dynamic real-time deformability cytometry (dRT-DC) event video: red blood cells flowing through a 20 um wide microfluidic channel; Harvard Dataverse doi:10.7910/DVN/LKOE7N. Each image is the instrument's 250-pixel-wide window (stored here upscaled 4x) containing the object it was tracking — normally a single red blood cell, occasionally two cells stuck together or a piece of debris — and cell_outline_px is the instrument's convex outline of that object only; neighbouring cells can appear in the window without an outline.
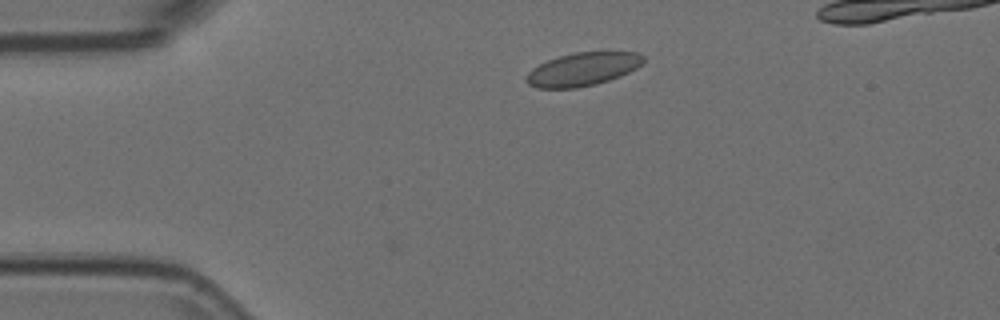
{"species": "Egyptian fruit bat (a non-hibernating species)", "species_latin": "Rousettus aegyptiacus", "temperature_condition": "room temperature", "stored_images_in_passage": 40, "camera_frame_rate_fps": 3000, "um_per_image_px": 0.085, "animal": {"sex": "female"}, "frame": {"image": 1, "passage_image": 1, "time_ms": 0.0, "image_size_px": [1000, 320], "cell_outline_px": [[644, 60], [636, 68], [620, 76], [596, 84], [576, 88], [536, 88], [528, 84], [524, 80], [528, 72], [532, 68], [548, 60], [560, 56], [576, 52], [640, 52], [644, 56]], "centroid_in_image_um": [49.51, 5.89], "position_along_channel_um": 35.5, "area_um2": 22.6}}
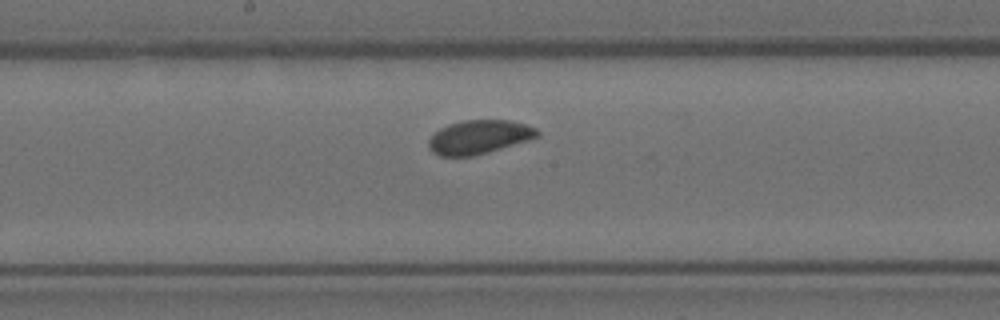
{"frame": {"image": 2, "passage_image": 18, "time_ms": 5.667, "image_size_px": [1000, 320], "cell_outline_px": [[540, 136], [528, 140], [488, 152], [472, 156], [440, 156], [432, 152], [428, 148], [428, 140], [440, 128], [448, 124], [460, 120], [512, 120], [536, 128], [540, 132]], "centroid_in_image_um": [40.71, 11.64], "position_along_channel_um": 207.5, "area_um2": 21.44}}
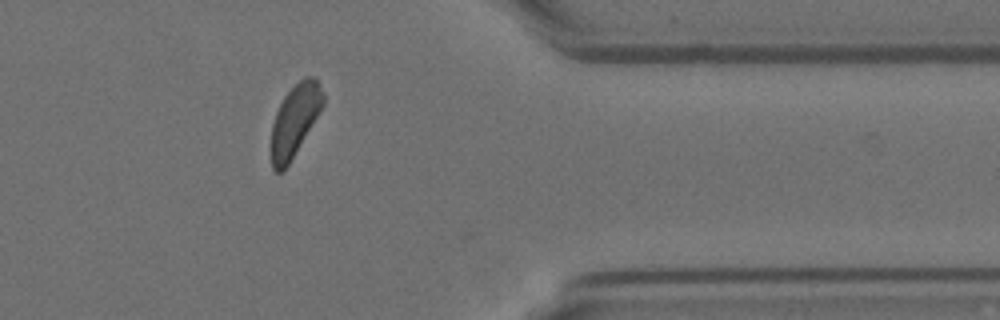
{"frame": {"image": 3, "passage_image": 34, "time_ms": 11.0, "image_size_px": [1000, 320], "cell_outline_px": [[324, 104], [320, 112], [288, 164], [280, 172], [276, 172], [272, 168], [272, 124], [276, 112], [284, 96], [304, 76], [316, 76], [324, 92]], "centroid_in_image_um": [25.09, 10.17], "position_along_channel_um": 386.3, "area_um2": 21.33}, "authors_computed_cell_mechanics": {"area_um2": 22.1085, "velocity_mm_per_s": 3.6878, "shape_relaxation_time_tau1_ms": 1.4705, "shape_relaxation_time_tau2_ms": null, "deformation_change_tau1": 0.0345, "deformation_change_tau2": null}}